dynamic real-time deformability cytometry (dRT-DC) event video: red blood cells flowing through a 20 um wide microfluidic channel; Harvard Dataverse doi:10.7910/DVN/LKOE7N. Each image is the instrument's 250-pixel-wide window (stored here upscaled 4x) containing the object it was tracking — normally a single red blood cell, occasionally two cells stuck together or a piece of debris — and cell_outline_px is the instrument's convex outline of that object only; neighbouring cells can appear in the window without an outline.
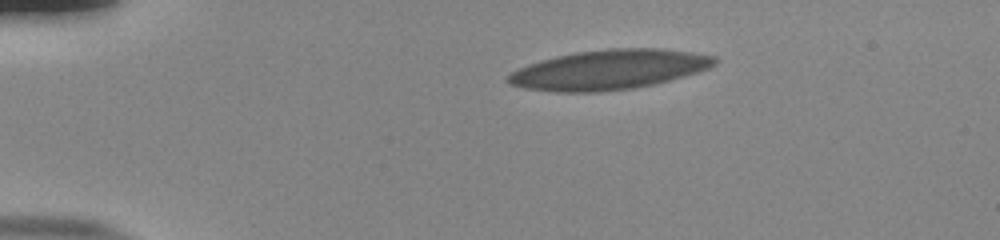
{"species": "human", "species_latin": "Homo sapiens", "temperature_condition": "room temperature", "stored_images_in_passage": 44, "camera_frame_rate_fps": 3000, "um_per_image_px": 0.085, "donor": {"sex": "male"}, "frame": {"image": 1, "passage_image": 1, "time_ms": 0.0, "image_size_px": [1000, 240], "cell_outline_px": [[720, 60], [716, 64], [708, 68], [684, 76], [656, 84], [636, 88], [600, 92], [556, 92], [524, 88], [508, 84], [504, 80], [512, 72], [528, 64], [540, 60], [556, 56], [576, 52], [608, 48], [660, 48], [692, 52], [716, 56]], "centroid_in_image_um": [51.77, 5.92], "position_along_channel_um": 33.2, "area_um2": 48.15}}
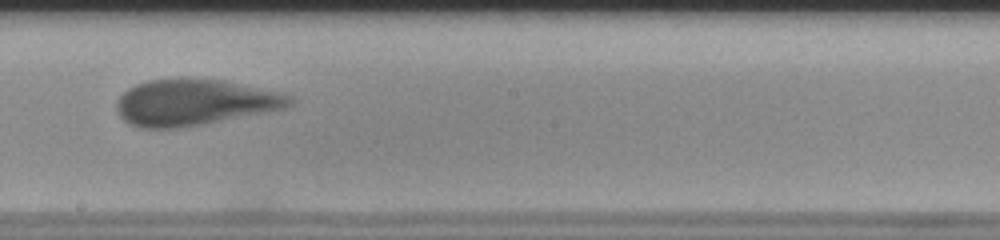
{"frame": {"image": 2, "passage_image": 22, "time_ms": 7.0, "image_size_px": [1000, 240], "cell_outline_px": [[296, 104], [284, 108], [204, 124], [180, 128], [140, 128], [128, 124], [116, 112], [116, 100], [128, 88], [136, 84], [148, 80], [180, 76], [184, 76], [220, 80], [280, 92], [292, 96], [296, 100]], "centroid_in_image_um": [16.49, 8.68], "position_along_channel_um": 231.7, "area_um2": 47.22}}
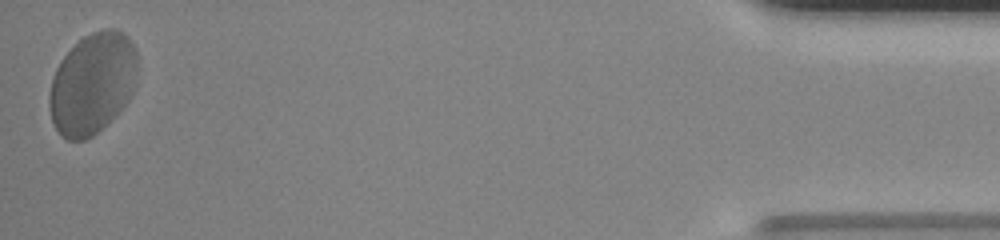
{"frame": {"image": 3, "passage_image": 44, "time_ms": 14.333, "image_size_px": [1000, 240], "cell_outline_px": [[136, 88], [132, 96], [92, 136], [84, 140], [68, 140], [60, 136], [52, 120], [48, 104], [48, 96], [52, 80], [56, 68], [60, 60], [84, 36], [92, 32], [104, 28], [116, 28], [124, 32], [128, 36], [136, 48]], "centroid_in_image_um": [7.86, 7.07], "position_along_channel_um": 427.3, "area_um2": 51.96}, "authors_computed_cell_mechanics": {"area_um2": 46.818, "velocity_mm_per_s": 3.7533, "shape_relaxation_time_tau1_ms": 4.3837, "shape_relaxation_time_tau2_ms": 0.7938, "deformation_change_tau1": 0.1502, "deformation_change_tau2": 0.0848}}